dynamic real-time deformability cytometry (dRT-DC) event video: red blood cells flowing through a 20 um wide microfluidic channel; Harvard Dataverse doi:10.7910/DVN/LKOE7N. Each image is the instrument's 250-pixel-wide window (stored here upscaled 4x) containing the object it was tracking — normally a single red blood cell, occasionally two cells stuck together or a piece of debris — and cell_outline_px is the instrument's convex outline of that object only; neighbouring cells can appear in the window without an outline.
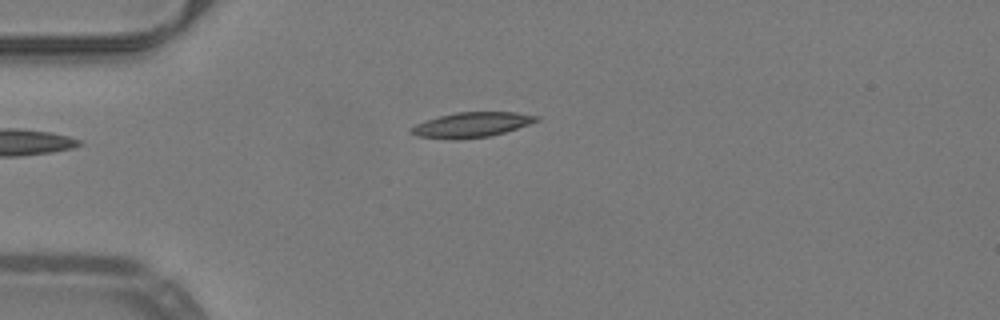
{"species": "common noctule bat (a hibernating species)", "species_latin": "Nyctalus noctula", "temperature_condition": "warm", "stored_images_in_passage": 39, "camera_frame_rate_fps": 3000, "um_per_image_px": 0.085, "animal": {"sex": "male", "body_mass_g": 19.2, "forearm_length_mm": 51.8}, "frame": {"image": 1, "passage_image": 1, "time_ms": 0.0, "image_size_px": [1000, 320], "cell_outline_px": [[536, 120], [500, 132], [484, 136], [424, 136], [412, 132], [412, 128], [420, 124], [444, 116], [460, 112], [508, 112], [532, 116]], "centroid_in_image_um": [40.11, 10.55], "position_along_channel_um": 44.9, "area_um2": 15.55}}
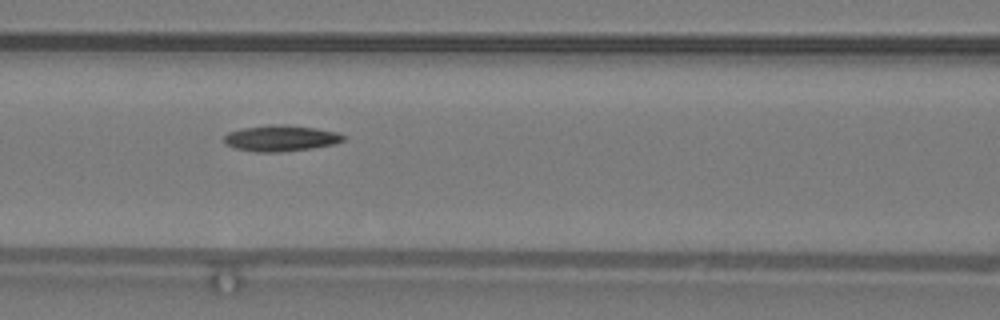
{"frame": {"image": 2, "passage_image": 10, "time_ms": 3.0, "image_size_px": [1000, 320], "cell_outline_px": [[344, 136], [340, 140], [328, 144], [304, 148], [240, 148], [228, 144], [224, 140], [224, 136], [232, 132], [252, 128], [308, 128], [328, 132]], "centroid_in_image_um": [23.83, 11.74], "position_along_channel_um": 142.8, "area_um2": 14.22}}
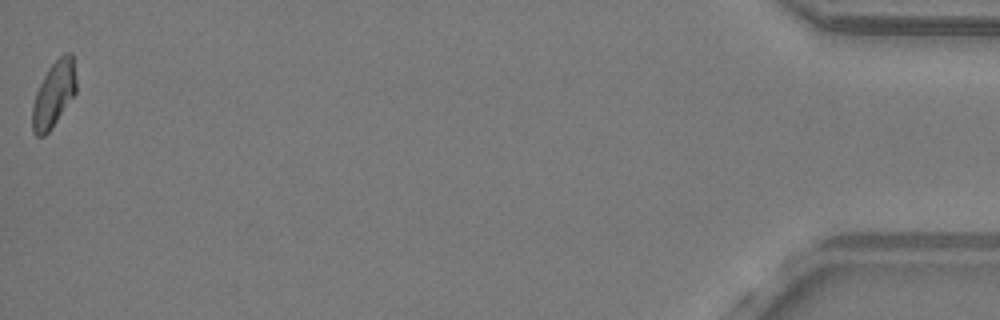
{"frame": {"image": 3, "passage_image": 39, "time_ms": 12.667, "image_size_px": [1000, 320], "cell_outline_px": [[76, 92], [48, 132], [44, 136], [36, 136], [32, 128], [32, 112], [36, 96], [52, 64], [56, 60], [68, 56], [72, 56], [76, 84]], "centroid_in_image_um": [4.57, 8.11], "position_along_channel_um": 430.6, "area_um2": 15.49}}